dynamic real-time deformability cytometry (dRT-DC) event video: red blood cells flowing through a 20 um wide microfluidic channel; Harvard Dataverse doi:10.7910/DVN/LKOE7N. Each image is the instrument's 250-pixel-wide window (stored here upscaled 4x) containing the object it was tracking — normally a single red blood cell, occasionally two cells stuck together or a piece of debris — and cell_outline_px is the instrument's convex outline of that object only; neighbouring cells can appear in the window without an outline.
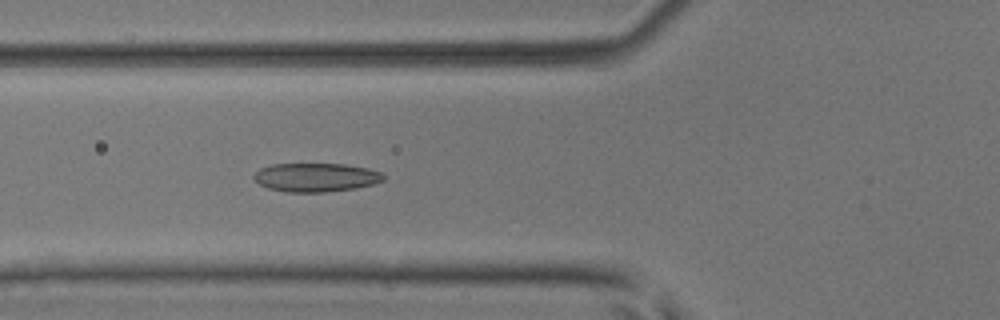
{"species": "common noctule bat (a hibernating species)", "species_latin": "Nyctalus noctula", "temperature_condition": "room temperature", "stored_images_in_passage": 39, "camera_frame_rate_fps": 3000, "um_per_image_px": 0.085, "animal": {"sex": "male", "body_mass_g": 17.9, "forearm_length_mm": 54.2}, "frame": {"image": 1, "passage_image": 8, "time_ms": 2.333, "image_size_px": [1000, 320], "cell_outline_px": [[384, 180], [376, 184], [356, 188], [324, 192], [284, 192], [268, 188], [260, 184], [252, 176], [260, 168], [272, 164], [344, 164], [368, 168], [380, 172], [384, 176]], "centroid_in_image_um": [26.86, 15.08], "position_along_channel_um": 98.9, "area_um2": 21.73}}
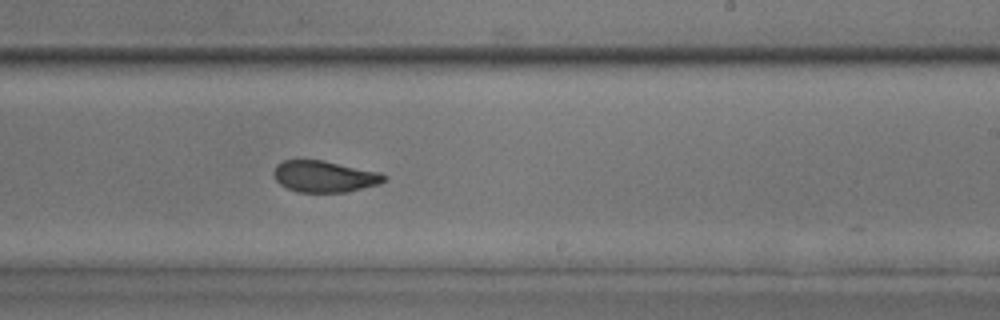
{"frame": {"image": 2, "passage_image": 20, "time_ms": 6.333, "image_size_px": [1000, 320], "cell_outline_px": [[388, 180], [380, 184], [348, 192], [296, 192], [280, 184], [276, 180], [272, 172], [276, 164], [284, 160], [324, 160], [380, 172], [388, 176]], "centroid_in_image_um": [27.61, 15.0], "position_along_channel_um": 261.4, "area_um2": 20.52}}
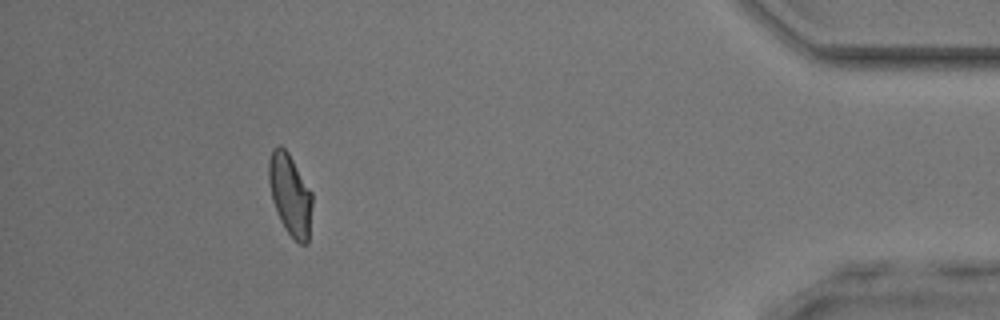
{"frame": {"image": 3, "passage_image": 35, "time_ms": 11.333, "image_size_px": [1000, 320], "cell_outline_px": [[312, 204], [308, 244], [300, 244], [284, 228], [280, 220], [272, 200], [268, 180], [268, 160], [272, 148], [276, 144], [280, 144], [288, 152], [312, 192]], "centroid_in_image_um": [24.64, 16.51], "position_along_channel_um": 410.6, "area_um2": 20.75}, "authors_computed_cell_mechanics": {"area_um2": 20.8658, "velocity_mm_per_s": 4.0802, "shape_relaxation_time_tau1_ms": 4.1001, "shape_relaxation_time_tau2_ms": 1.4095, "deformation_change_tau1": 0.1278, "deformation_change_tau2": 0.0615}}